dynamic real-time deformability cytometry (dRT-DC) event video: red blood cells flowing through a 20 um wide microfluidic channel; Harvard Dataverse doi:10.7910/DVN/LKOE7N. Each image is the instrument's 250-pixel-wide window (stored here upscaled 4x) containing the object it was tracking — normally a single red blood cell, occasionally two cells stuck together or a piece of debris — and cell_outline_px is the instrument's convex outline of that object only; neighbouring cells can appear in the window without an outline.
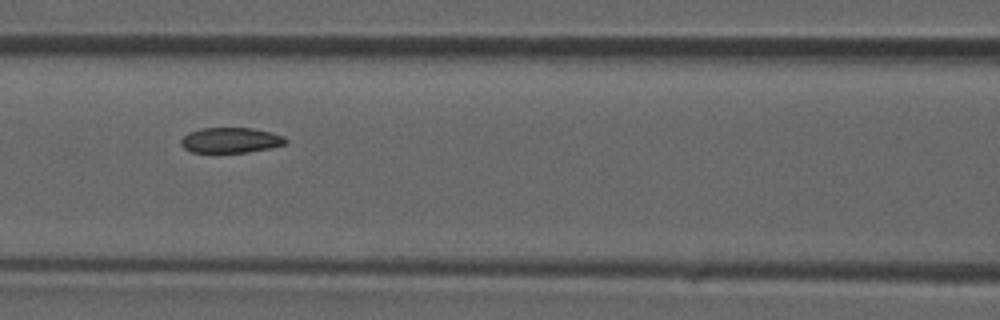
{"species": "common noctule bat (a hibernating species)", "species_latin": "Nyctalus noctula", "temperature_condition": "room temperature", "stored_images_in_passage": 6, "camera_frame_rate_fps": 3000, "um_per_image_px": 0.085, "animal": {"sex": "male", "forearm_length_mm": 52.5}, "frame": {"image": 1, "passage_image": 6, "time_ms": 7.0, "image_size_px": [1000, 320], "cell_outline_px": [[288, 140], [284, 144], [268, 148], [248, 152], [192, 152], [184, 148], [180, 144], [180, 140], [188, 132], [200, 128], [252, 128], [272, 132], [284, 136]], "centroid_in_image_um": [19.59, 11.91], "position_along_channel_um": 147.0, "area_um2": 15.43}}